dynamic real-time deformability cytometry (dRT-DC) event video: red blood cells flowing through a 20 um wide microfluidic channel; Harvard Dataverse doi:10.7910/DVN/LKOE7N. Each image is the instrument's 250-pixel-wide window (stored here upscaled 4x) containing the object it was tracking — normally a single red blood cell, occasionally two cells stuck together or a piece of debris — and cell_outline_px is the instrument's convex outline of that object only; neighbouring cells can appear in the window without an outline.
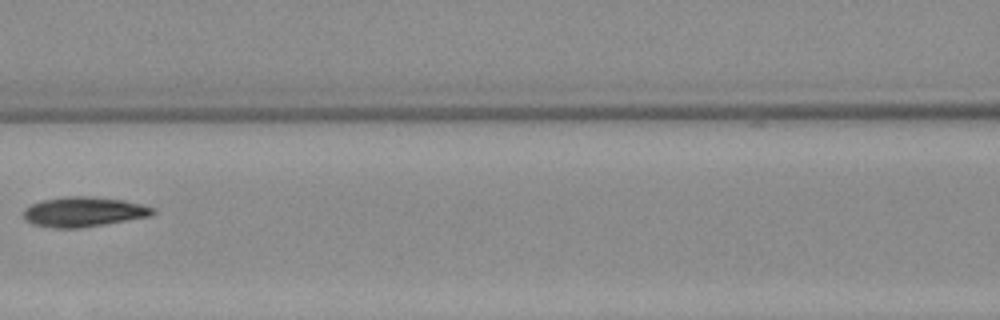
{"species": "Egyptian fruit bat (a non-hibernating species)", "species_latin": "Rousettus aegyptiacus", "temperature_condition": "warm", "stored_images_in_passage": 5, "camera_frame_rate_fps": 3000, "um_per_image_px": 0.085, "animal": {"sex": "female"}, "frame": {"image": 1, "passage_image": 5, "time_ms": 5.0, "image_size_px": [1000, 320], "cell_outline_px": [[156, 212], [152, 216], [80, 228], [52, 228], [32, 224], [24, 216], [24, 212], [32, 204], [44, 200], [64, 196], [92, 196], [124, 200], [156, 208]], "centroid_in_image_um": [7.17, 18.0], "position_along_channel_um": 159.4, "area_um2": 22.43}}